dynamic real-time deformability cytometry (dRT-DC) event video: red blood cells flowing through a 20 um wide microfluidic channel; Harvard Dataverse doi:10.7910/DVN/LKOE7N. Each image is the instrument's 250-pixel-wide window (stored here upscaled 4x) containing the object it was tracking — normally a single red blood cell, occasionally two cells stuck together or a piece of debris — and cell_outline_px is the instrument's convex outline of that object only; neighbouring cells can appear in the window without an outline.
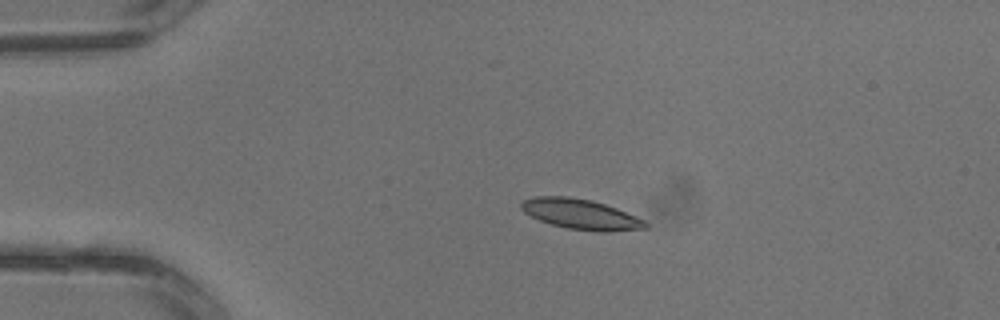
{"species": "common noctule bat (a hibernating species)", "species_latin": "Nyctalus noctula", "temperature_condition": "warm", "stored_images_in_passage": 2, "camera_frame_rate_fps": 3000, "um_per_image_px": 0.085, "animal": {"sex": "male", "body_mass_g": 13.3}, "frame": {"image": 1, "passage_image": 1, "time_ms": 0.0, "image_size_px": [1000, 320], "cell_outline_px": [[648, 228], [608, 232], [596, 232], [568, 228], [552, 224], [540, 220], [524, 212], [520, 208], [520, 204], [524, 200], [532, 196], [568, 196], [592, 200], [616, 208], [644, 220], [648, 224]], "centroid_in_image_um": [49.36, 18.21], "position_along_channel_um": 35.6, "area_um2": 21.85}}
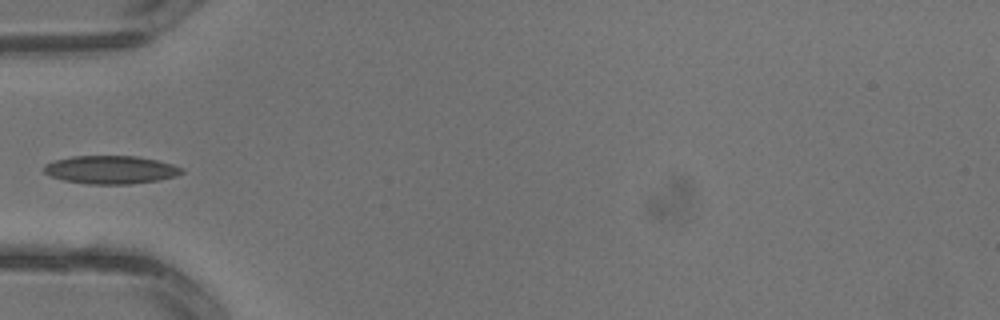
{"frame": {"image": 2, "passage_image": 2, "time_ms": 0.333, "image_size_px": [1000, 320], "cell_outline_px": [[184, 172], [176, 176], [160, 180], [132, 184], [88, 184], [64, 180], [52, 176], [44, 172], [44, 164], [52, 160], [72, 156], [136, 156], [156, 160], [172, 164], [184, 168]], "centroid_in_image_um": [9.42, 14.43], "position_along_channel_um": 75.6, "area_um2": 22.72}}